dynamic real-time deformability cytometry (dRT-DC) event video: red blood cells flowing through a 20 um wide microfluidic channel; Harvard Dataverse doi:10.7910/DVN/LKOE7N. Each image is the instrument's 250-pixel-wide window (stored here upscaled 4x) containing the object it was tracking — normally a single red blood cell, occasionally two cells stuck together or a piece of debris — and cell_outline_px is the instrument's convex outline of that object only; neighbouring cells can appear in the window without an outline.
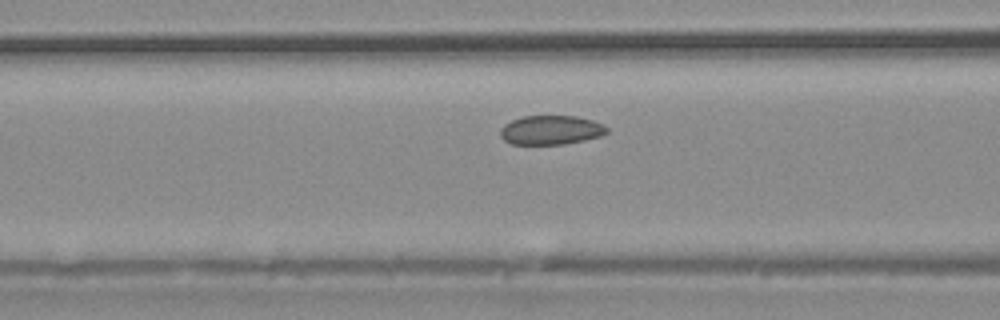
{"species": "common noctule bat (a hibernating species)", "species_latin": "Nyctalus noctula", "temperature_condition": "warm", "stored_images_in_passage": 34, "camera_frame_rate_fps": 3000, "um_per_image_px": 0.085, "animal": {"sex": "male", "body_mass_g": 20.4}, "frame": {"image": 1, "passage_image": 11, "time_ms": 3.333, "image_size_px": [1000, 320], "cell_outline_px": [[608, 132], [600, 136], [584, 140], [564, 144], [512, 144], [504, 140], [500, 136], [500, 128], [504, 124], [512, 120], [524, 116], [576, 116], [592, 120], [604, 124], [608, 128]], "centroid_in_image_um": [46.83, 11.05], "position_along_channel_um": 119.8, "area_um2": 18.15}}
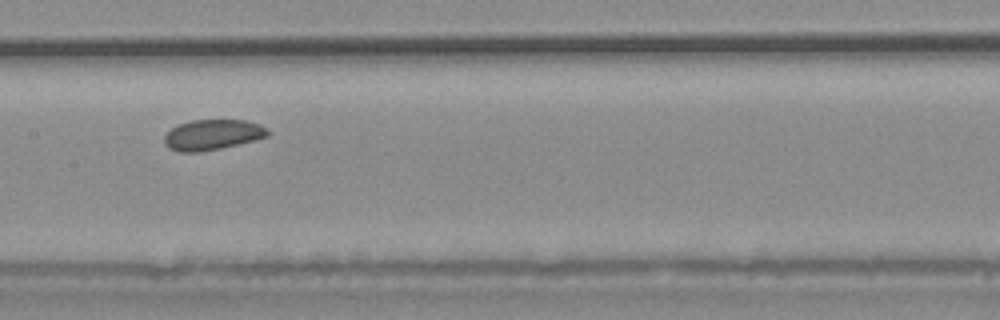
{"frame": {"image": 2, "passage_image": 15, "time_ms": 4.667, "image_size_px": [1000, 320], "cell_outline_px": [[268, 136], [220, 148], [200, 152], [180, 152], [168, 148], [164, 144], [164, 136], [172, 128], [180, 124], [192, 120], [244, 120], [260, 124], [268, 128]], "centroid_in_image_um": [18.04, 11.45], "position_along_channel_um": 189.4, "area_um2": 18.15}}
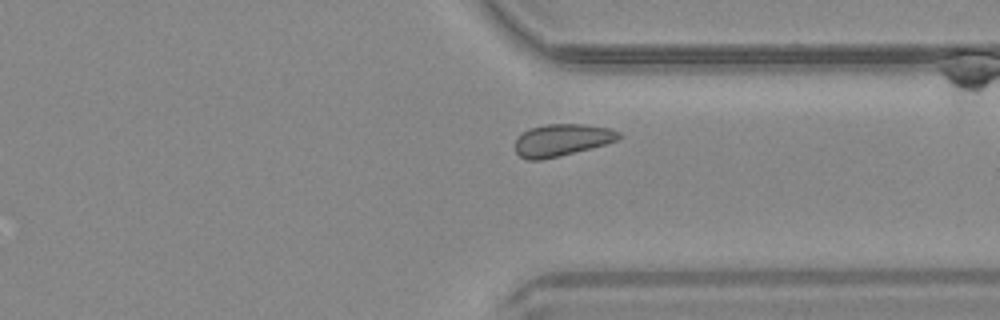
{"frame": {"image": 3, "passage_image": 25, "time_ms": 8.0, "image_size_px": [1000, 320], "cell_outline_px": [[620, 140], [560, 156], [540, 160], [528, 160], [520, 156], [516, 152], [516, 140], [528, 128], [544, 124], [584, 124], [608, 128], [620, 132]], "centroid_in_image_um": [47.76, 11.9], "position_along_channel_um": 363.6, "area_um2": 19.31}}